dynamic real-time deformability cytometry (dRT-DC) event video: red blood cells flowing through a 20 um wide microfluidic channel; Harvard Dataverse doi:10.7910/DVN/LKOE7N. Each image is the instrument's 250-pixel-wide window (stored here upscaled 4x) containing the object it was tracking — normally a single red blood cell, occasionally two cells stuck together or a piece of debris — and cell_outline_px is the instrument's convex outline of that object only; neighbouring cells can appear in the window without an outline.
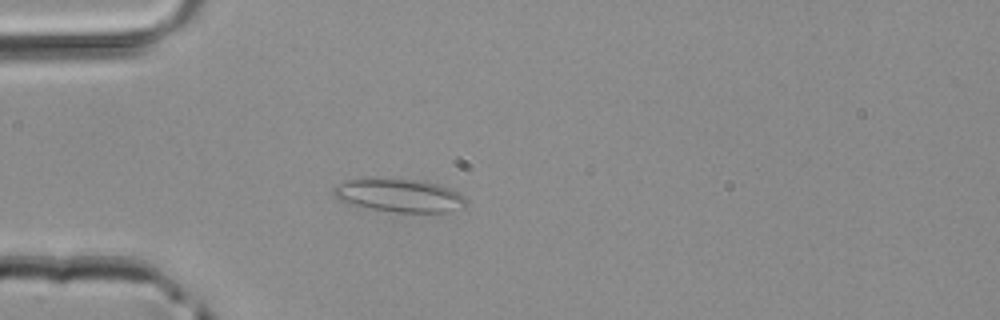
{"species": "common noctule bat (a hibernating species)", "species_latin": "Nyctalus noctula", "temperature_condition": "room temperature", "stored_images_in_passage": 1, "camera_frame_rate_fps": 3000, "um_per_image_px": 0.085, "animal": {"sex": "male", "body_mass_g": 20.4}, "frame": {"image": 1, "passage_image": 1, "time_ms": 0.0, "image_size_px": [1000, 320], "cell_outline_px": [[464, 204], [444, 212], [396, 212], [372, 208], [352, 204], [340, 200], [332, 192], [332, 188], [336, 184], [344, 180], [372, 176], [380, 176], [416, 180], [436, 184], [448, 188], [464, 196]], "centroid_in_image_um": [33.79, 16.55], "position_along_channel_um": 51.2, "area_um2": 25.61}}